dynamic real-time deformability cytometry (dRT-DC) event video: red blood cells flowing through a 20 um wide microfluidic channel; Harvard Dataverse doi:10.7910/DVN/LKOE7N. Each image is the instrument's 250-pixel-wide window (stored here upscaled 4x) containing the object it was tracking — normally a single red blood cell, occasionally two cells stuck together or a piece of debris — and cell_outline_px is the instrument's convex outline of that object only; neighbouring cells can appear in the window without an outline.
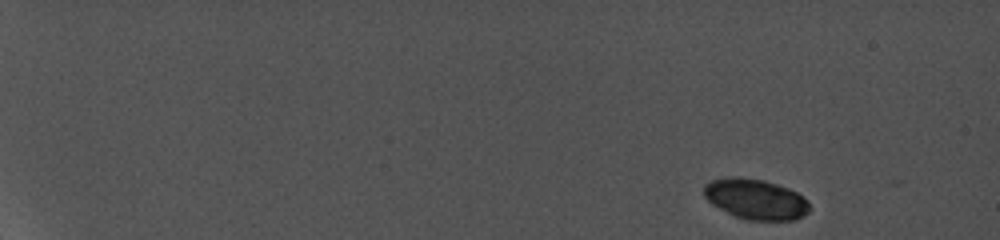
{"species": "common noctule bat (a hibernating species)", "species_latin": "Nyctalus noctula", "temperature_condition": "cold", "stored_images_in_passage": 3, "camera_frame_rate_fps": 5000, "um_per_image_px": 0.085, "animal": {"sex": "female", "body_mass_g": 19.0, "forearm_length_mm": 56.7}, "frame": {"image": 1, "passage_image": 1, "time_ms": 0.0, "image_size_px": [1000, 240], "cell_outline_px": [[812, 208], [804, 216], [796, 220], [748, 220], [732, 216], [712, 204], [704, 196], [704, 184], [712, 180], [728, 176], [736, 176], [764, 180], [788, 188], [796, 192], [808, 200]], "centroid_in_image_um": [64.24, 16.93], "position_along_channel_um": 20.8, "area_um2": 25.2}}